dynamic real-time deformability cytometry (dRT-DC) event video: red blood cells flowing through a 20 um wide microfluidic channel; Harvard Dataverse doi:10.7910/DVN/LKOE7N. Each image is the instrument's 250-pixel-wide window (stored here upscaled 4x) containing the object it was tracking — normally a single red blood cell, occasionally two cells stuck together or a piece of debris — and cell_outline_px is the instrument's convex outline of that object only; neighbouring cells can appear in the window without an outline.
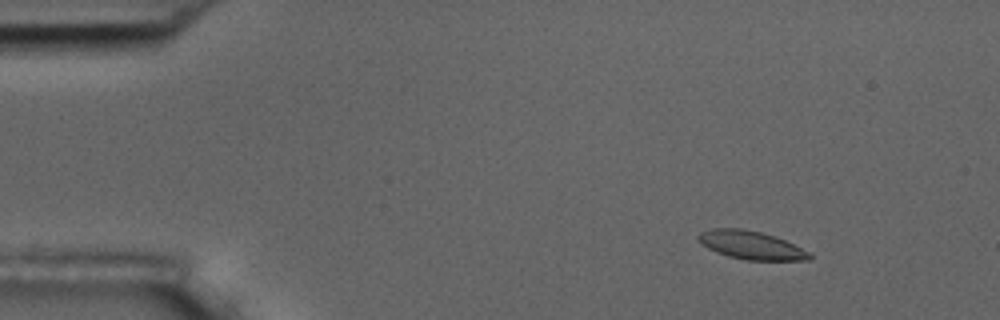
{"species": "common noctule bat (a hibernating species)", "species_latin": "Nyctalus noctula", "temperature_condition": "room temperature", "stored_images_in_passage": 6, "camera_frame_rate_fps": 3000, "um_per_image_px": 0.085, "animal": {"sex": "male", "body_mass_g": 17.5, "forearm_length_mm": 52.3}, "frame": {"image": 1, "passage_image": 2, "time_ms": 1.333, "image_size_px": [1000, 320], "cell_outline_px": [[812, 256], [808, 260], [748, 260], [728, 256], [716, 252], [708, 248], [696, 236], [700, 232], [712, 228], [740, 228], [760, 232], [776, 236], [808, 252]], "centroid_in_image_um": [63.82, 20.83], "position_along_channel_um": 21.2, "area_um2": 18.03}}
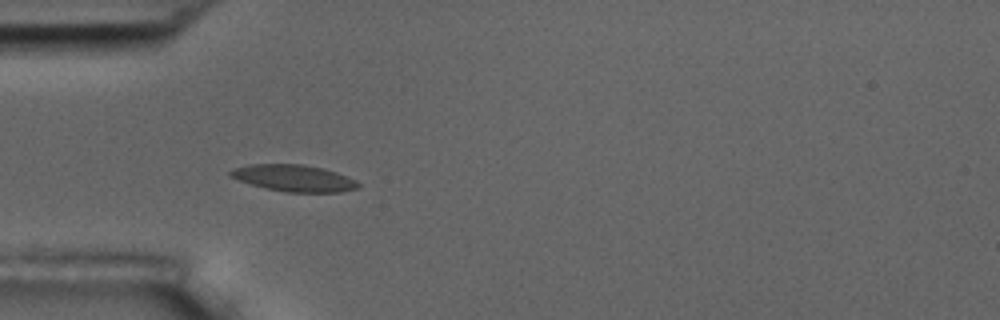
{"frame": {"image": 2, "passage_image": 5, "time_ms": 4.667, "image_size_px": [1000, 320], "cell_outline_px": [[360, 188], [340, 192], [288, 192], [264, 188], [228, 176], [228, 172], [232, 168], [248, 164], [304, 164], [336, 172], [348, 176], [356, 180], [360, 184]], "centroid_in_image_um": [24.98, 15.14], "position_along_channel_um": 60.0, "area_um2": 19.94}}